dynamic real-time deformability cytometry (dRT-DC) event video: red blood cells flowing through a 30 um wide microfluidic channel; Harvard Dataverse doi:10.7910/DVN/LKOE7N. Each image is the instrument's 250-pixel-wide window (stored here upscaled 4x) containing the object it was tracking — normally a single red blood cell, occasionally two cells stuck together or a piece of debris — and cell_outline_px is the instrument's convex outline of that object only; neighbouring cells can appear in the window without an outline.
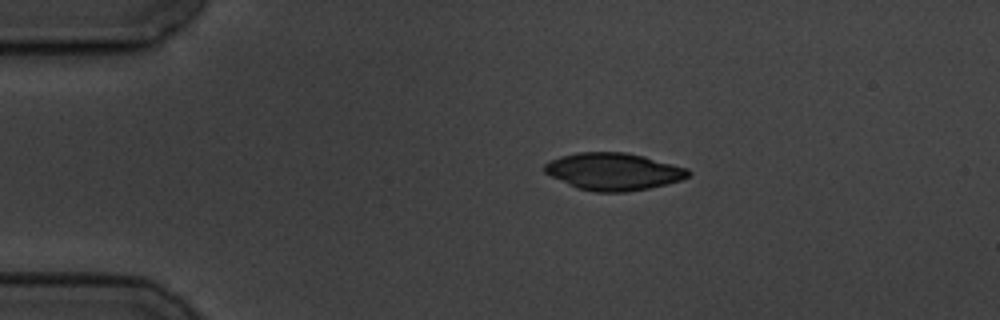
{"species": "common noctule bat (a hibernating species)", "species_latin": "Nyctalus noctula", "temperature_condition": "cold", "stored_images_in_passage": 8, "camera_frame_rate_fps": 3000, "um_per_image_px": 0.085, "animal": {"sex": "male", "body_mass_g": 19.5, "forearm_length_mm": 54.6}, "frame": {"image": 1, "passage_image": 1, "time_ms": 0.0, "image_size_px": [1000, 320], "cell_outline_px": [[692, 172], [688, 176], [680, 180], [668, 184], [648, 188], [624, 192], [596, 192], [576, 188], [544, 172], [544, 164], [560, 156], [576, 152], [624, 152], [644, 156], [688, 168]], "centroid_in_image_um": [52.15, 14.58], "position_along_channel_um": 32.8, "area_um2": 31.15}}